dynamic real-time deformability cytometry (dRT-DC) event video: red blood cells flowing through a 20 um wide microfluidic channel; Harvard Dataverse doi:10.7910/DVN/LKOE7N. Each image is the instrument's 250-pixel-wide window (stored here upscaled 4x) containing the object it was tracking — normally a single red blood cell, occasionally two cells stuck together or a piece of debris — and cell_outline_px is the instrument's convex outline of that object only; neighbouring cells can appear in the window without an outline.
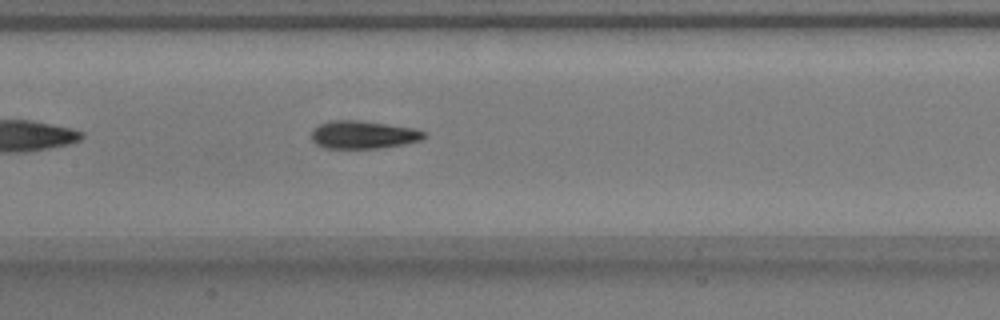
{"species": "common noctule bat (a hibernating species)", "species_latin": "Nyctalus noctula", "temperature_condition": "warm", "stored_images_in_passage": 41, "camera_frame_rate_fps": 3000, "um_per_image_px": 0.085, "animal": {"sex": "male", "body_mass_g": 17.9}, "frame": {"image": 1, "passage_image": 13, "time_ms": 4.0, "image_size_px": [1000, 320], "cell_outline_px": [[428, 132], [420, 140], [404, 144], [380, 148], [324, 148], [316, 144], [312, 140], [312, 128], [328, 120], [360, 120], [412, 128]], "centroid_in_image_um": [30.84, 11.45], "position_along_channel_um": 176.6, "area_um2": 18.32}}
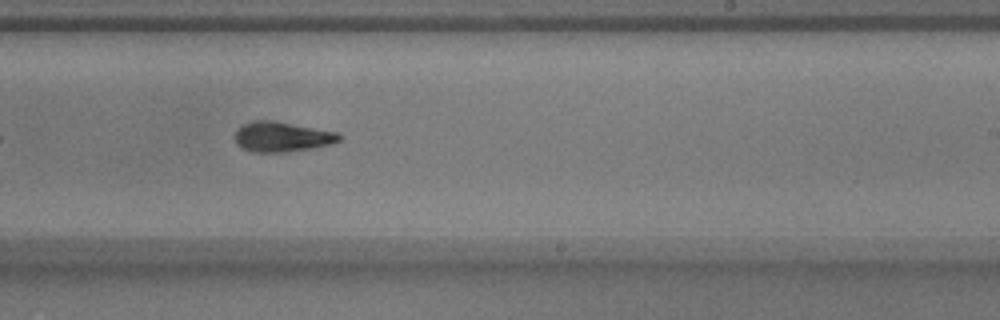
{"frame": {"image": 2, "passage_image": 20, "time_ms": 6.333, "image_size_px": [1000, 320], "cell_outline_px": [[344, 136], [340, 140], [332, 144], [312, 148], [284, 152], [252, 152], [236, 144], [236, 132], [244, 124], [252, 120], [272, 120], [340, 132]], "centroid_in_image_um": [24.04, 11.62], "position_along_channel_um": 265.0, "area_um2": 18.32}}
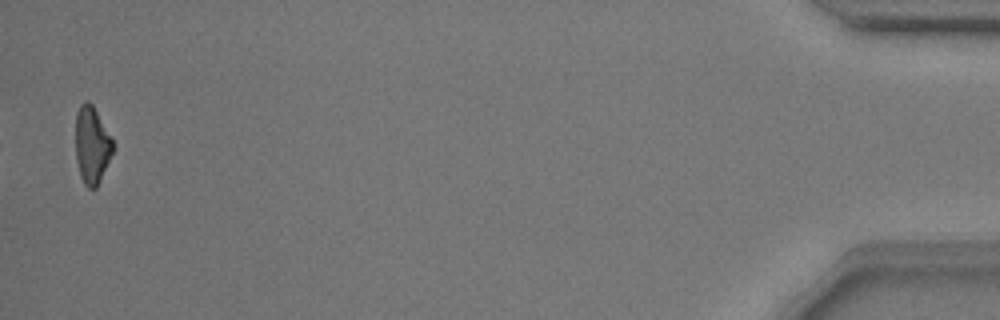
{"frame": {"image": 3, "passage_image": 40, "time_ms": 13.0, "image_size_px": [1000, 320], "cell_outline_px": [[112, 152], [100, 180], [96, 188], [88, 188], [84, 184], [80, 176], [76, 160], [76, 112], [80, 104], [84, 100], [88, 100], [92, 104], [112, 140]], "centroid_in_image_um": [7.77, 12.32], "position_along_channel_um": 427.4, "area_um2": 16.47}, "authors_computed_cell_mechanics": {"area_um2": 18.2648, "velocity_mm_per_s": 3.8056, "shape_relaxation_time_tau1_ms": 2.9961, "shape_relaxation_time_tau2_ms": 2.3269, "deformation_change_tau1": 0.1532, "deformation_change_tau2": 0.0903}}